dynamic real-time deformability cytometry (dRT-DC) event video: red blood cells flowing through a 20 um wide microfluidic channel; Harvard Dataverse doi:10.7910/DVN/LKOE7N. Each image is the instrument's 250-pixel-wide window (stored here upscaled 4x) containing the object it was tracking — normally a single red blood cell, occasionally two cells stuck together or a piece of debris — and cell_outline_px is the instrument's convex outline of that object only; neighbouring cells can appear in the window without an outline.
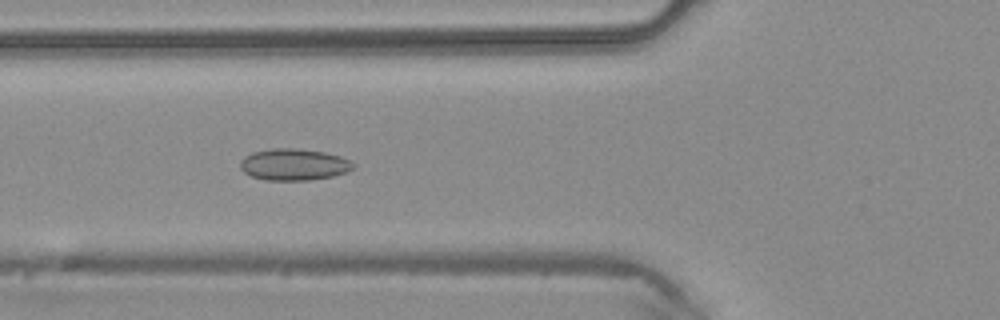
{"species": "common noctule bat (a hibernating species)", "species_latin": "Nyctalus noctula", "temperature_condition": "warm", "stored_images_in_passage": 11, "camera_frame_rate_fps": 3000, "um_per_image_px": 0.085, "animal": {"sex": "male", "body_mass_g": 20.4}, "frame": {"image": 1, "passage_image": 4, "time_ms": 1.0, "image_size_px": [1000, 320], "cell_outline_px": [[356, 164], [348, 172], [332, 176], [308, 180], [264, 180], [252, 176], [244, 172], [240, 168], [240, 160], [244, 156], [252, 152], [272, 148], [300, 148], [324, 152], [340, 156]], "centroid_in_image_um": [24.96, 13.97], "position_along_channel_um": 100.8, "area_um2": 20.92}}
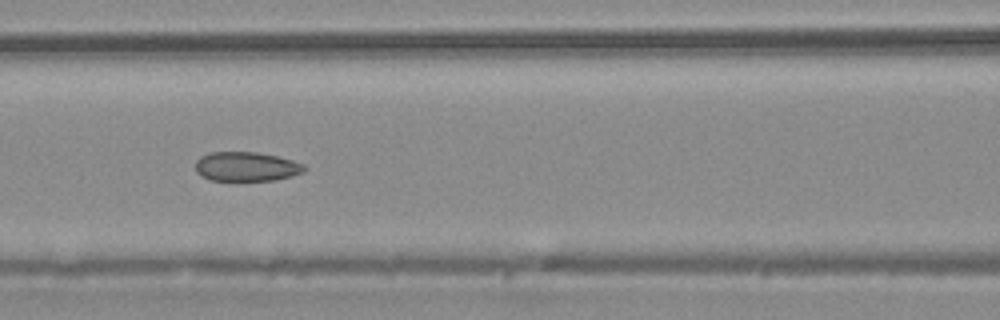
{"frame": {"image": 2, "passage_image": 7, "time_ms": 2.0, "image_size_px": [1000, 320], "cell_outline_px": [[308, 168], [304, 172], [292, 176], [276, 180], [212, 180], [200, 176], [196, 172], [196, 160], [200, 156], [212, 152], [256, 152], [276, 156], [292, 160], [304, 164]], "centroid_in_image_um": [20.95, 14.16], "position_along_channel_um": 145.6, "area_um2": 18.67}}